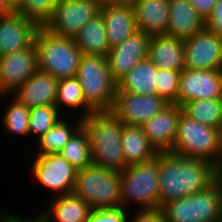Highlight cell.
Wrapping results in <instances>:
<instances>
[{"mask_svg": "<svg viewBox=\"0 0 222 222\" xmlns=\"http://www.w3.org/2000/svg\"><path fill=\"white\" fill-rule=\"evenodd\" d=\"M158 172L159 208L208 188L220 177L218 167L210 161L170 152L158 153Z\"/></svg>", "mask_w": 222, "mask_h": 222, "instance_id": "cell-1", "label": "cell"}, {"mask_svg": "<svg viewBox=\"0 0 222 222\" xmlns=\"http://www.w3.org/2000/svg\"><path fill=\"white\" fill-rule=\"evenodd\" d=\"M90 139L92 163L121 172L127 165L121 144L124 124L112 111H93L83 118Z\"/></svg>", "mask_w": 222, "mask_h": 222, "instance_id": "cell-2", "label": "cell"}, {"mask_svg": "<svg viewBox=\"0 0 222 222\" xmlns=\"http://www.w3.org/2000/svg\"><path fill=\"white\" fill-rule=\"evenodd\" d=\"M170 153L204 159L219 168L222 162V130L203 125L181 113Z\"/></svg>", "mask_w": 222, "mask_h": 222, "instance_id": "cell-3", "label": "cell"}, {"mask_svg": "<svg viewBox=\"0 0 222 222\" xmlns=\"http://www.w3.org/2000/svg\"><path fill=\"white\" fill-rule=\"evenodd\" d=\"M39 70L56 79L75 77L82 58L74 38L61 37L39 27L35 35Z\"/></svg>", "mask_w": 222, "mask_h": 222, "instance_id": "cell-4", "label": "cell"}, {"mask_svg": "<svg viewBox=\"0 0 222 222\" xmlns=\"http://www.w3.org/2000/svg\"><path fill=\"white\" fill-rule=\"evenodd\" d=\"M73 193L92 210L121 207L120 172L90 164L77 171Z\"/></svg>", "mask_w": 222, "mask_h": 222, "instance_id": "cell-5", "label": "cell"}, {"mask_svg": "<svg viewBox=\"0 0 222 222\" xmlns=\"http://www.w3.org/2000/svg\"><path fill=\"white\" fill-rule=\"evenodd\" d=\"M81 84L85 103L93 111H111L117 93L107 57L82 55L75 76Z\"/></svg>", "mask_w": 222, "mask_h": 222, "instance_id": "cell-6", "label": "cell"}, {"mask_svg": "<svg viewBox=\"0 0 222 222\" xmlns=\"http://www.w3.org/2000/svg\"><path fill=\"white\" fill-rule=\"evenodd\" d=\"M165 222H222V176L208 188L162 207Z\"/></svg>", "mask_w": 222, "mask_h": 222, "instance_id": "cell-7", "label": "cell"}, {"mask_svg": "<svg viewBox=\"0 0 222 222\" xmlns=\"http://www.w3.org/2000/svg\"><path fill=\"white\" fill-rule=\"evenodd\" d=\"M120 177L121 207L129 210L132 203L131 206L137 204L140 210L159 208L158 155L146 162L127 166L120 172Z\"/></svg>", "mask_w": 222, "mask_h": 222, "instance_id": "cell-8", "label": "cell"}, {"mask_svg": "<svg viewBox=\"0 0 222 222\" xmlns=\"http://www.w3.org/2000/svg\"><path fill=\"white\" fill-rule=\"evenodd\" d=\"M30 167L33 179L56 194L55 197L73 193L78 169L59 153L35 155Z\"/></svg>", "mask_w": 222, "mask_h": 222, "instance_id": "cell-9", "label": "cell"}, {"mask_svg": "<svg viewBox=\"0 0 222 222\" xmlns=\"http://www.w3.org/2000/svg\"><path fill=\"white\" fill-rule=\"evenodd\" d=\"M102 3V0H63L44 28L57 36L75 38L100 13Z\"/></svg>", "mask_w": 222, "mask_h": 222, "instance_id": "cell-10", "label": "cell"}, {"mask_svg": "<svg viewBox=\"0 0 222 222\" xmlns=\"http://www.w3.org/2000/svg\"><path fill=\"white\" fill-rule=\"evenodd\" d=\"M168 105L157 94L117 91L111 111L124 125L142 126Z\"/></svg>", "mask_w": 222, "mask_h": 222, "instance_id": "cell-11", "label": "cell"}, {"mask_svg": "<svg viewBox=\"0 0 222 222\" xmlns=\"http://www.w3.org/2000/svg\"><path fill=\"white\" fill-rule=\"evenodd\" d=\"M38 69L35 42L29 47L0 56V93L12 94Z\"/></svg>", "mask_w": 222, "mask_h": 222, "instance_id": "cell-12", "label": "cell"}, {"mask_svg": "<svg viewBox=\"0 0 222 222\" xmlns=\"http://www.w3.org/2000/svg\"><path fill=\"white\" fill-rule=\"evenodd\" d=\"M184 68L222 70V36L206 27L184 40Z\"/></svg>", "mask_w": 222, "mask_h": 222, "instance_id": "cell-13", "label": "cell"}, {"mask_svg": "<svg viewBox=\"0 0 222 222\" xmlns=\"http://www.w3.org/2000/svg\"><path fill=\"white\" fill-rule=\"evenodd\" d=\"M210 98H222V70L184 68L179 79L177 104Z\"/></svg>", "mask_w": 222, "mask_h": 222, "instance_id": "cell-14", "label": "cell"}, {"mask_svg": "<svg viewBox=\"0 0 222 222\" xmlns=\"http://www.w3.org/2000/svg\"><path fill=\"white\" fill-rule=\"evenodd\" d=\"M151 36L138 30L120 45L110 49L108 66L113 79L118 82L136 64L147 58Z\"/></svg>", "mask_w": 222, "mask_h": 222, "instance_id": "cell-15", "label": "cell"}, {"mask_svg": "<svg viewBox=\"0 0 222 222\" xmlns=\"http://www.w3.org/2000/svg\"><path fill=\"white\" fill-rule=\"evenodd\" d=\"M181 113L180 105L169 104L142 125L144 134L158 152L172 150Z\"/></svg>", "mask_w": 222, "mask_h": 222, "instance_id": "cell-16", "label": "cell"}, {"mask_svg": "<svg viewBox=\"0 0 222 222\" xmlns=\"http://www.w3.org/2000/svg\"><path fill=\"white\" fill-rule=\"evenodd\" d=\"M38 26L16 12L0 15V56L29 47Z\"/></svg>", "mask_w": 222, "mask_h": 222, "instance_id": "cell-17", "label": "cell"}, {"mask_svg": "<svg viewBox=\"0 0 222 222\" xmlns=\"http://www.w3.org/2000/svg\"><path fill=\"white\" fill-rule=\"evenodd\" d=\"M58 79L50 73L37 70L22 86L12 94H4L5 97L14 96L29 109L38 106L55 105Z\"/></svg>", "mask_w": 222, "mask_h": 222, "instance_id": "cell-18", "label": "cell"}, {"mask_svg": "<svg viewBox=\"0 0 222 222\" xmlns=\"http://www.w3.org/2000/svg\"><path fill=\"white\" fill-rule=\"evenodd\" d=\"M147 58L159 69H184V40L168 34L151 35Z\"/></svg>", "mask_w": 222, "mask_h": 222, "instance_id": "cell-19", "label": "cell"}, {"mask_svg": "<svg viewBox=\"0 0 222 222\" xmlns=\"http://www.w3.org/2000/svg\"><path fill=\"white\" fill-rule=\"evenodd\" d=\"M110 48L120 45L138 31L134 8L103 4L100 10Z\"/></svg>", "mask_w": 222, "mask_h": 222, "instance_id": "cell-20", "label": "cell"}, {"mask_svg": "<svg viewBox=\"0 0 222 222\" xmlns=\"http://www.w3.org/2000/svg\"><path fill=\"white\" fill-rule=\"evenodd\" d=\"M170 0H136L133 5L138 30L147 34H167Z\"/></svg>", "mask_w": 222, "mask_h": 222, "instance_id": "cell-21", "label": "cell"}, {"mask_svg": "<svg viewBox=\"0 0 222 222\" xmlns=\"http://www.w3.org/2000/svg\"><path fill=\"white\" fill-rule=\"evenodd\" d=\"M205 22L189 0H170L168 35L188 39L203 30Z\"/></svg>", "mask_w": 222, "mask_h": 222, "instance_id": "cell-22", "label": "cell"}, {"mask_svg": "<svg viewBox=\"0 0 222 222\" xmlns=\"http://www.w3.org/2000/svg\"><path fill=\"white\" fill-rule=\"evenodd\" d=\"M91 207L74 193L54 197L51 204L42 210L48 222H86Z\"/></svg>", "mask_w": 222, "mask_h": 222, "instance_id": "cell-23", "label": "cell"}, {"mask_svg": "<svg viewBox=\"0 0 222 222\" xmlns=\"http://www.w3.org/2000/svg\"><path fill=\"white\" fill-rule=\"evenodd\" d=\"M158 67L148 58L136 64L117 82V91L156 94Z\"/></svg>", "mask_w": 222, "mask_h": 222, "instance_id": "cell-24", "label": "cell"}, {"mask_svg": "<svg viewBox=\"0 0 222 222\" xmlns=\"http://www.w3.org/2000/svg\"><path fill=\"white\" fill-rule=\"evenodd\" d=\"M121 144L127 166L151 160L159 153L144 134L142 126L124 125Z\"/></svg>", "mask_w": 222, "mask_h": 222, "instance_id": "cell-25", "label": "cell"}, {"mask_svg": "<svg viewBox=\"0 0 222 222\" xmlns=\"http://www.w3.org/2000/svg\"><path fill=\"white\" fill-rule=\"evenodd\" d=\"M74 40L82 54L107 57L111 48L101 12L82 27Z\"/></svg>", "mask_w": 222, "mask_h": 222, "instance_id": "cell-26", "label": "cell"}, {"mask_svg": "<svg viewBox=\"0 0 222 222\" xmlns=\"http://www.w3.org/2000/svg\"><path fill=\"white\" fill-rule=\"evenodd\" d=\"M66 118L68 117L62 116L49 131L36 140V145L40 150H37V155L59 153L73 134L83 125V119L79 116L75 120L72 117L74 122H70Z\"/></svg>", "mask_w": 222, "mask_h": 222, "instance_id": "cell-27", "label": "cell"}, {"mask_svg": "<svg viewBox=\"0 0 222 222\" xmlns=\"http://www.w3.org/2000/svg\"><path fill=\"white\" fill-rule=\"evenodd\" d=\"M55 106L60 113L62 110L64 112L65 109V112H67V108L75 113L76 110L81 109L80 112L82 113H79V117L82 119L93 112L85 103L81 84L76 77L64 78L58 81Z\"/></svg>", "mask_w": 222, "mask_h": 222, "instance_id": "cell-28", "label": "cell"}, {"mask_svg": "<svg viewBox=\"0 0 222 222\" xmlns=\"http://www.w3.org/2000/svg\"><path fill=\"white\" fill-rule=\"evenodd\" d=\"M181 108L188 118L222 130V98L189 100Z\"/></svg>", "mask_w": 222, "mask_h": 222, "instance_id": "cell-29", "label": "cell"}, {"mask_svg": "<svg viewBox=\"0 0 222 222\" xmlns=\"http://www.w3.org/2000/svg\"><path fill=\"white\" fill-rule=\"evenodd\" d=\"M78 170L92 164L90 139L82 125L59 152Z\"/></svg>", "mask_w": 222, "mask_h": 222, "instance_id": "cell-30", "label": "cell"}, {"mask_svg": "<svg viewBox=\"0 0 222 222\" xmlns=\"http://www.w3.org/2000/svg\"><path fill=\"white\" fill-rule=\"evenodd\" d=\"M7 106L1 121L4 127L3 130L15 136L29 137L30 109L14 96Z\"/></svg>", "mask_w": 222, "mask_h": 222, "instance_id": "cell-31", "label": "cell"}, {"mask_svg": "<svg viewBox=\"0 0 222 222\" xmlns=\"http://www.w3.org/2000/svg\"><path fill=\"white\" fill-rule=\"evenodd\" d=\"M64 115L65 112L61 114L55 105L30 108L29 136L33 135L35 140H37L49 131Z\"/></svg>", "mask_w": 222, "mask_h": 222, "instance_id": "cell-32", "label": "cell"}, {"mask_svg": "<svg viewBox=\"0 0 222 222\" xmlns=\"http://www.w3.org/2000/svg\"><path fill=\"white\" fill-rule=\"evenodd\" d=\"M61 1L63 0H24L15 12L38 27H44Z\"/></svg>", "mask_w": 222, "mask_h": 222, "instance_id": "cell-33", "label": "cell"}, {"mask_svg": "<svg viewBox=\"0 0 222 222\" xmlns=\"http://www.w3.org/2000/svg\"><path fill=\"white\" fill-rule=\"evenodd\" d=\"M181 71L158 68L156 94L169 104H177Z\"/></svg>", "mask_w": 222, "mask_h": 222, "instance_id": "cell-34", "label": "cell"}, {"mask_svg": "<svg viewBox=\"0 0 222 222\" xmlns=\"http://www.w3.org/2000/svg\"><path fill=\"white\" fill-rule=\"evenodd\" d=\"M129 212L123 207L92 210L86 222H128Z\"/></svg>", "mask_w": 222, "mask_h": 222, "instance_id": "cell-35", "label": "cell"}, {"mask_svg": "<svg viewBox=\"0 0 222 222\" xmlns=\"http://www.w3.org/2000/svg\"><path fill=\"white\" fill-rule=\"evenodd\" d=\"M134 212L128 214V222H165L162 208L138 209Z\"/></svg>", "mask_w": 222, "mask_h": 222, "instance_id": "cell-36", "label": "cell"}, {"mask_svg": "<svg viewBox=\"0 0 222 222\" xmlns=\"http://www.w3.org/2000/svg\"><path fill=\"white\" fill-rule=\"evenodd\" d=\"M205 27L218 36H222V0L214 6L212 15L206 20Z\"/></svg>", "mask_w": 222, "mask_h": 222, "instance_id": "cell-37", "label": "cell"}, {"mask_svg": "<svg viewBox=\"0 0 222 222\" xmlns=\"http://www.w3.org/2000/svg\"><path fill=\"white\" fill-rule=\"evenodd\" d=\"M9 213V214H7ZM0 222H48L46 216L41 211L37 217L25 218L12 212H4L0 209Z\"/></svg>", "mask_w": 222, "mask_h": 222, "instance_id": "cell-38", "label": "cell"}, {"mask_svg": "<svg viewBox=\"0 0 222 222\" xmlns=\"http://www.w3.org/2000/svg\"><path fill=\"white\" fill-rule=\"evenodd\" d=\"M195 7L197 13L206 21L214 10L218 0H189Z\"/></svg>", "mask_w": 222, "mask_h": 222, "instance_id": "cell-39", "label": "cell"}, {"mask_svg": "<svg viewBox=\"0 0 222 222\" xmlns=\"http://www.w3.org/2000/svg\"><path fill=\"white\" fill-rule=\"evenodd\" d=\"M136 0H102L103 4L112 6H131L135 4Z\"/></svg>", "mask_w": 222, "mask_h": 222, "instance_id": "cell-40", "label": "cell"}, {"mask_svg": "<svg viewBox=\"0 0 222 222\" xmlns=\"http://www.w3.org/2000/svg\"><path fill=\"white\" fill-rule=\"evenodd\" d=\"M16 10L10 5L9 0H0V15H8Z\"/></svg>", "mask_w": 222, "mask_h": 222, "instance_id": "cell-41", "label": "cell"}, {"mask_svg": "<svg viewBox=\"0 0 222 222\" xmlns=\"http://www.w3.org/2000/svg\"><path fill=\"white\" fill-rule=\"evenodd\" d=\"M24 0H9L10 2V5L15 9L17 10L21 4L23 3Z\"/></svg>", "mask_w": 222, "mask_h": 222, "instance_id": "cell-42", "label": "cell"}, {"mask_svg": "<svg viewBox=\"0 0 222 222\" xmlns=\"http://www.w3.org/2000/svg\"><path fill=\"white\" fill-rule=\"evenodd\" d=\"M219 174H220V176H222V162H221V164H220V166H219Z\"/></svg>", "mask_w": 222, "mask_h": 222, "instance_id": "cell-43", "label": "cell"}]
</instances>
